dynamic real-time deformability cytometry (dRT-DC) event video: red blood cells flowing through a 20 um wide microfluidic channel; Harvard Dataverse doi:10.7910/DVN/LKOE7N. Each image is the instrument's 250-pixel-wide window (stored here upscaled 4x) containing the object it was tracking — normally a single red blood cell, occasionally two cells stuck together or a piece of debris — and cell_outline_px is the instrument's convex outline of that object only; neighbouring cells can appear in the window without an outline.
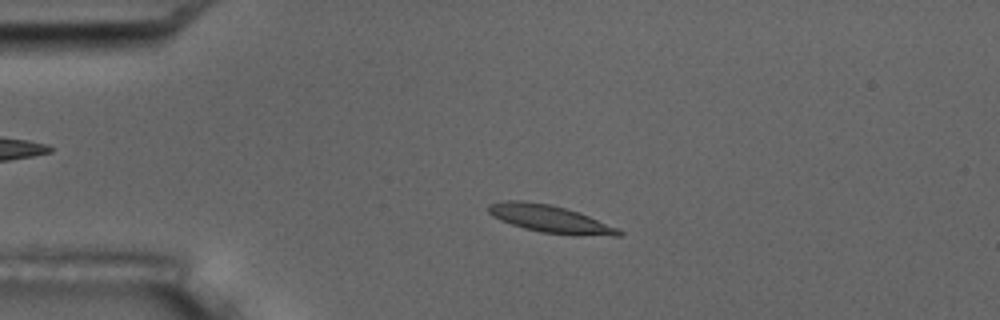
{"species": "common noctule bat (a hibernating species)", "species_latin": "Nyctalus noctula", "temperature_condition": "room temperature", "stored_images_in_passage": 4, "camera_frame_rate_fps": 3000, "um_per_image_px": 0.085, "animal": {"sex": "male", "body_mass_g": 17.5, "forearm_length_mm": 52.3}, "frame": {"image": 1, "passage_image": 3, "time_ms": 2.333, "image_size_px": [1000, 320], "cell_outline_px": [[624, 232], [620, 236], [572, 236], [540, 232], [524, 228], [500, 220], [492, 216], [488, 212], [488, 204], [504, 200], [520, 200], [548, 204], [580, 212], [620, 228]], "centroid_in_image_um": [46.82, 18.63], "position_along_channel_um": 38.2, "area_um2": 21.27}}